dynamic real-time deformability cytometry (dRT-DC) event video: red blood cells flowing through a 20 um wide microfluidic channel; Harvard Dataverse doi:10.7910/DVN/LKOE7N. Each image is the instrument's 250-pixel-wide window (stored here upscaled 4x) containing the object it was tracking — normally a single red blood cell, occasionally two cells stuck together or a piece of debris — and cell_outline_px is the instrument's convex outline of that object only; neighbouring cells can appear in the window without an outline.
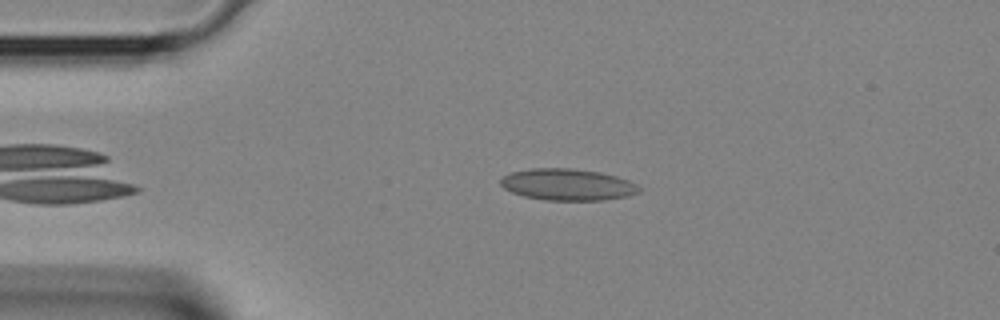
{"species": "Egyptian fruit bat (a non-hibernating species)", "species_latin": "Rousettus aegyptiacus", "temperature_condition": "room temperature", "stored_images_in_passage": 31, "camera_frame_rate_fps": 3000, "um_per_image_px": 0.085, "animal": {"sex": "female"}, "frame": {"image": 1, "passage_image": 1, "time_ms": 0.0, "image_size_px": [1000, 320], "cell_outline_px": [[640, 192], [628, 196], [604, 200], [544, 200], [524, 196], [512, 192], [504, 188], [500, 184], [500, 180], [504, 176], [512, 172], [532, 168], [568, 168], [600, 172], [616, 176], [628, 180], [636, 184], [640, 188]], "centroid_in_image_um": [48.25, 15.69], "position_along_channel_um": 36.7, "area_um2": 25.43}}
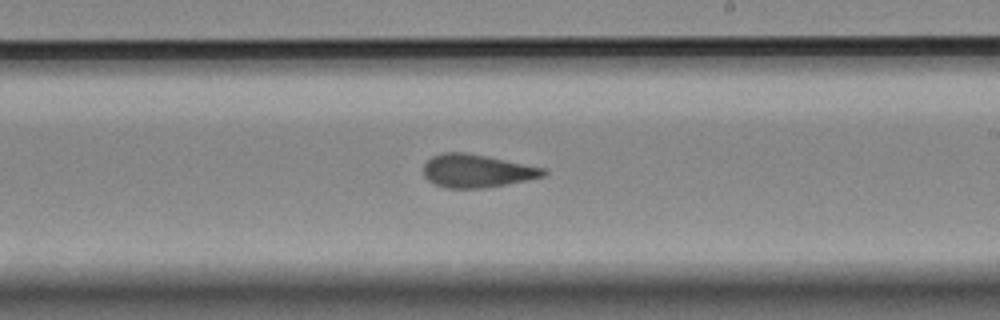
{"frame": {"image": 2, "passage_image": 15, "time_ms": 4.667, "image_size_px": [1000, 320], "cell_outline_px": [[548, 172], [544, 176], [528, 180], [484, 188], [448, 188], [436, 184], [428, 180], [424, 176], [424, 164], [432, 156], [444, 152], [464, 152], [488, 156], [548, 168]], "centroid_in_image_um": [40.58, 14.52], "position_along_channel_um": 248.4, "area_um2": 23.29}}
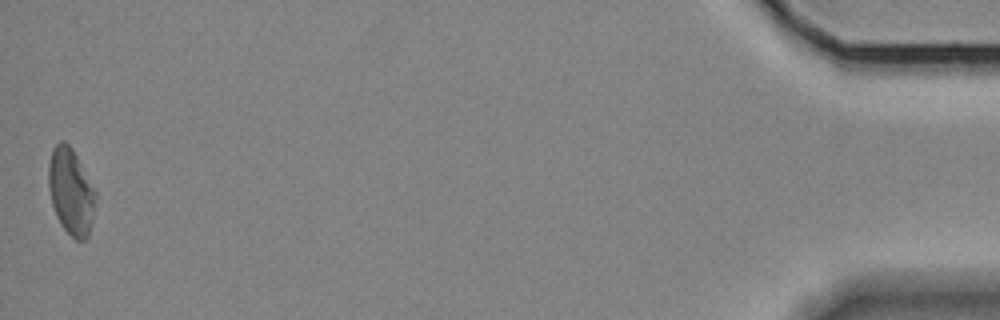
{"frame": {"image": 3, "passage_image": 31, "time_ms": 10.0, "image_size_px": [1000, 320], "cell_outline_px": [[96, 196], [92, 220], [88, 236], [84, 240], [76, 240], [60, 224], [56, 216], [52, 204], [48, 188], [48, 164], [52, 148], [60, 140], [64, 140], [72, 148], [96, 192]], "centroid_in_image_um": [6.0, 16.26], "position_along_channel_um": 429.2, "area_um2": 23.58}}